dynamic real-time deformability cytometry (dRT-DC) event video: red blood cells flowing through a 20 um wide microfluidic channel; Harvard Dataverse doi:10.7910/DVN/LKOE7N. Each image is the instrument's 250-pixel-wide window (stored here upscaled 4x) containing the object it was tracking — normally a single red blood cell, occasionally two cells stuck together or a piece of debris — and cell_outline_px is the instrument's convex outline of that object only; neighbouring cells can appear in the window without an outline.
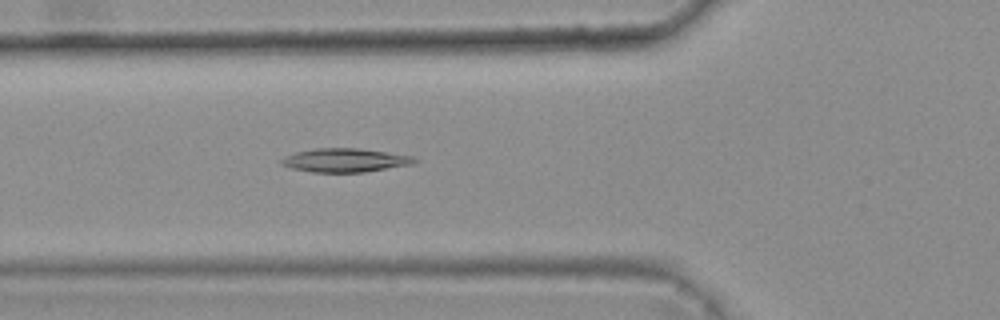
{"species": "common noctule bat (a hibernating species)", "species_latin": "Nyctalus noctula", "temperature_condition": "warm", "stored_images_in_passage": 6, "camera_frame_rate_fps": 3000, "um_per_image_px": 0.085, "animal": {"sex": "female", "body_mass_g": 25.1}, "frame": {"image": 1, "passage_image": 6, "time_ms": 1.667, "image_size_px": [1000, 320], "cell_outline_px": [[420, 160], [416, 164], [364, 172], [312, 172], [292, 168], [280, 164], [280, 160], [284, 156], [296, 152], [312, 148], [360, 148], [416, 156]], "centroid_in_image_um": [29.4, 13.61], "position_along_channel_um": 96.4, "area_um2": 18.73}}